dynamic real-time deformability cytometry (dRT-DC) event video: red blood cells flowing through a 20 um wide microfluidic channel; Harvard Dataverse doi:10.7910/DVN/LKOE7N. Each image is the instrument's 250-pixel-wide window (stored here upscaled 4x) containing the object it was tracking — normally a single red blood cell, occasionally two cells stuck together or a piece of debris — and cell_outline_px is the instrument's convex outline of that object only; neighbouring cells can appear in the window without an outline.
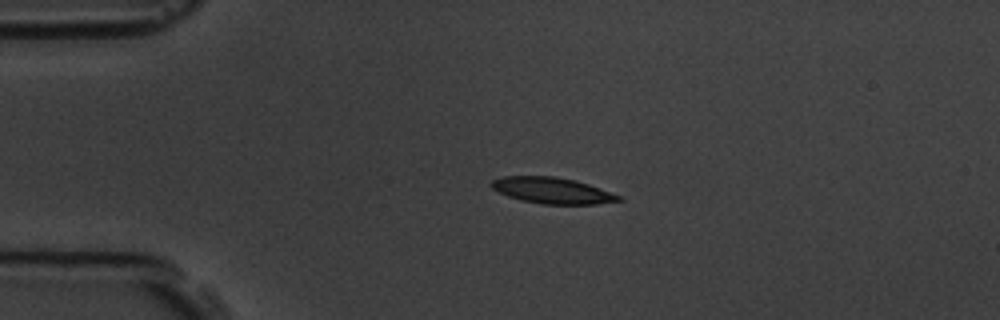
{"species": "common noctule bat (a hibernating species)", "species_latin": "Nyctalus noctula", "temperature_condition": "room temperature", "stored_images_in_passage": 4, "camera_frame_rate_fps": 3000, "um_per_image_px": 0.085, "animal": {"sex": "male", "body_mass_g": 19.5, "forearm_length_mm": 54.6}, "frame": {"image": 1, "passage_image": 3, "time_ms": 2.333, "image_size_px": [1000, 320], "cell_outline_px": [[624, 200], [596, 204], [544, 204], [520, 200], [508, 196], [492, 188], [488, 184], [492, 180], [504, 176], [556, 176], [576, 180], [588, 184], [620, 196]], "centroid_in_image_um": [46.91, 16.19], "position_along_channel_um": 38.1, "area_um2": 19.31}}